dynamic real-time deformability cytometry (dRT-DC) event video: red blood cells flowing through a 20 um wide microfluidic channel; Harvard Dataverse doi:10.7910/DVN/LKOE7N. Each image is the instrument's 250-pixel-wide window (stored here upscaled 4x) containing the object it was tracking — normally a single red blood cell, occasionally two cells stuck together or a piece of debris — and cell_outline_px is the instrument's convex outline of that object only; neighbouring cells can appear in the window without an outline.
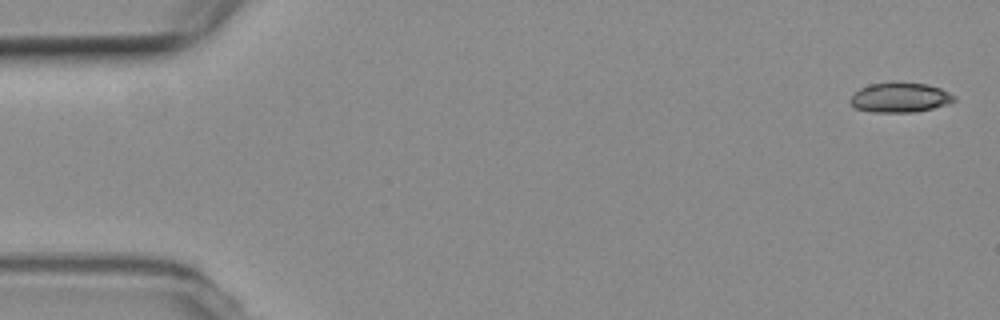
{"species": "common noctule bat (a hibernating species)", "species_latin": "Nyctalus noctula", "temperature_condition": "room temperature", "stored_images_in_passage": 5, "camera_frame_rate_fps": 3000, "um_per_image_px": 0.085, "animal": {"sex": "female", "body_mass_g": 19.3, "forearm_length_mm": 54.1}, "frame": {"image": 1, "passage_image": 1, "time_ms": 0.0, "image_size_px": [1000, 320], "cell_outline_px": [[956, 100], [948, 104], [916, 112], [872, 112], [856, 108], [848, 100], [860, 88], [868, 84], [892, 80], [924, 84], [940, 88], [956, 96]], "centroid_in_image_um": [76.49, 8.26], "position_along_channel_um": 8.5, "area_um2": 18.32}}
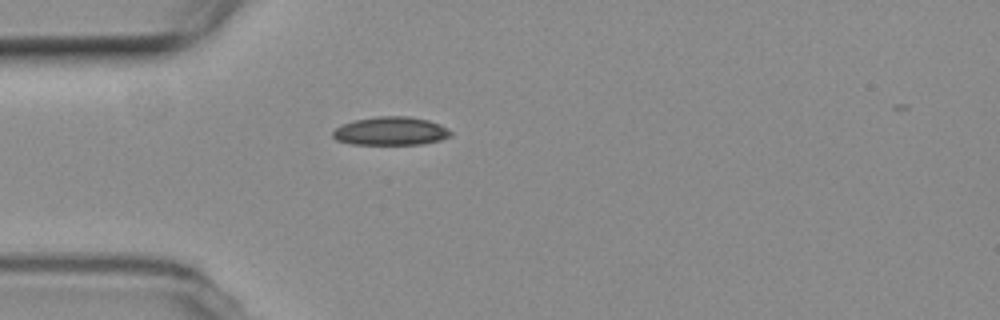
{"frame": {"image": 2, "passage_image": 5, "time_ms": 4.667, "image_size_px": [1000, 320], "cell_outline_px": [[452, 136], [440, 140], [420, 144], [352, 144], [336, 140], [332, 136], [332, 132], [336, 128], [352, 120], [376, 116], [408, 116], [428, 120], [440, 124], [448, 128], [452, 132]], "centroid_in_image_um": [33.22, 11.13], "position_along_channel_um": 51.8, "area_um2": 19.59}}